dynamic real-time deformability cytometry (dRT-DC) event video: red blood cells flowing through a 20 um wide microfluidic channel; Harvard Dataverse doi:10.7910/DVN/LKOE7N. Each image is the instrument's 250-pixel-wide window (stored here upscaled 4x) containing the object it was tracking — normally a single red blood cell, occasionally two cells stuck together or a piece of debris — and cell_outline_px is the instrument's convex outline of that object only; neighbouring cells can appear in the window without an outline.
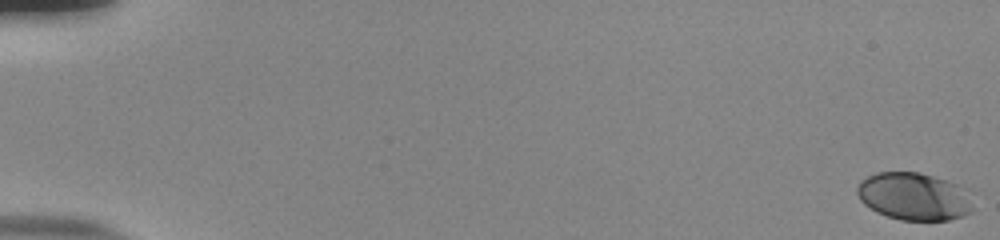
{"species": "human", "species_latin": "Homo sapiens", "temperature_condition": "room temperature", "stored_images_in_passage": 56, "camera_frame_rate_fps": 3000, "um_per_image_px": 0.085, "donor": {"sex": "male"}, "frame": {"image": 1, "passage_image": 1, "time_ms": 0.0, "image_size_px": [1000, 240], "cell_outline_px": [[972, 212], [948, 220], [900, 220], [876, 212], [864, 204], [860, 200], [856, 192], [856, 188], [860, 180], [876, 172], [920, 172], [968, 188], [972, 208]], "centroid_in_image_um": [77.67, 16.69], "position_along_channel_um": 7.3, "area_um2": 32.25}}
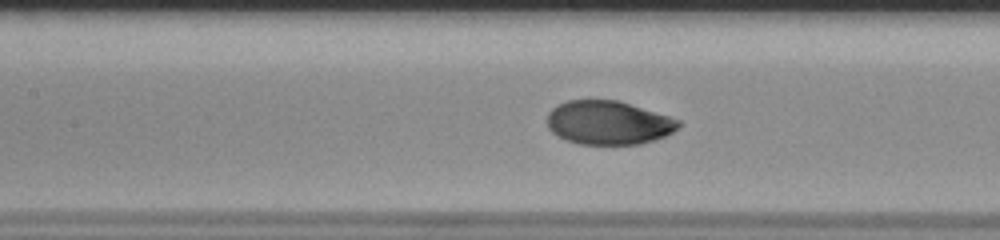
{"frame": {"image": 2, "passage_image": 28, "time_ms": 9.0, "image_size_px": [1000, 240], "cell_outline_px": [[680, 124], [672, 132], [656, 140], [640, 144], [580, 144], [564, 140], [552, 132], [548, 128], [548, 112], [556, 104], [568, 100], [620, 100], [680, 120]], "centroid_in_image_um": [51.69, 10.42], "position_along_channel_um": 155.7, "area_um2": 33.58}}
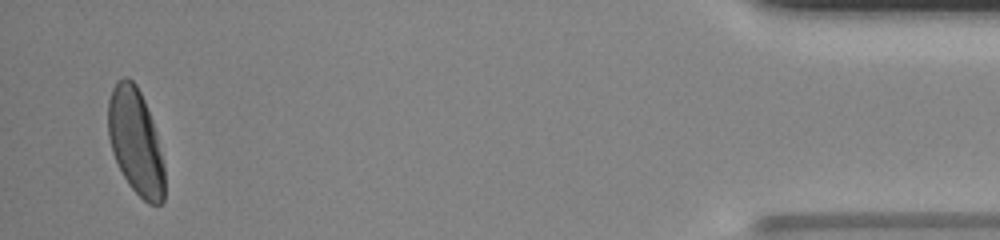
{"frame": {"image": 3, "passage_image": 55, "time_ms": 18.0, "image_size_px": [1000, 240], "cell_outline_px": [[164, 200], [160, 204], [148, 204], [128, 184], [112, 152], [108, 136], [108, 100], [112, 88], [116, 80], [124, 76], [128, 76], [136, 84], [144, 100], [152, 120], [164, 164]], "centroid_in_image_um": [11.51, 12.01], "position_along_channel_um": 423.7, "area_um2": 34.68}, "authors_computed_cell_mechanics": {"area_um2": 33.8997, "velocity_mm_per_s": 3.776, "shape_relaxation_time_tau1_ms": 2.4389, "shape_relaxation_time_tau2_ms": null, "deformation_change_tau1": 0.1678, "deformation_change_tau2": null}}